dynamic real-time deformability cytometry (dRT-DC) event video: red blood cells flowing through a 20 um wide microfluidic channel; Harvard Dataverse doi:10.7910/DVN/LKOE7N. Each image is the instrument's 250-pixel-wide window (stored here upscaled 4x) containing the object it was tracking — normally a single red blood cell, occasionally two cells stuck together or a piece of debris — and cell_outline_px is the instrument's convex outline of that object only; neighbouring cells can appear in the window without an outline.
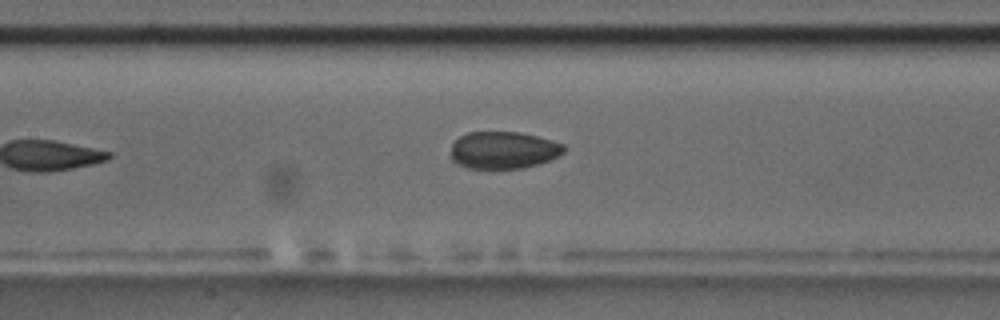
{"species": "common noctule bat (a hibernating species)", "species_latin": "Nyctalus noctula", "temperature_condition": "room temperature", "stored_images_in_passage": 7, "camera_frame_rate_fps": 3000, "um_per_image_px": 0.085, "animal": {"sex": "male", "body_mass_g": 17.5, "forearm_length_mm": 52.3}, "frame": {"image": 1, "passage_image": 6, "time_ms": 6.0, "image_size_px": [1000, 320], "cell_outline_px": [[568, 148], [560, 156], [524, 168], [468, 168], [456, 164], [452, 160], [452, 144], [460, 136], [468, 132], [520, 132], [552, 140], [564, 144]], "centroid_in_image_um": [42.82, 12.76], "position_along_channel_um": 164.6, "area_um2": 24.57}}
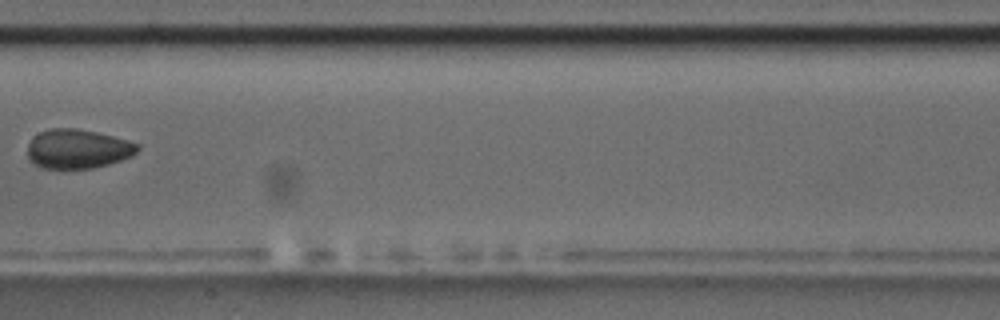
{"frame": {"image": 2, "passage_image": 7, "time_ms": 7.0, "image_size_px": [1000, 320], "cell_outline_px": [[140, 148], [132, 156], [108, 164], [92, 168], [40, 168], [28, 156], [28, 144], [32, 136], [40, 132], [52, 128], [76, 128], [96, 132], [128, 140], [140, 144]], "centroid_in_image_um": [6.61, 12.64], "position_along_channel_um": 200.8, "area_um2": 25.09}}